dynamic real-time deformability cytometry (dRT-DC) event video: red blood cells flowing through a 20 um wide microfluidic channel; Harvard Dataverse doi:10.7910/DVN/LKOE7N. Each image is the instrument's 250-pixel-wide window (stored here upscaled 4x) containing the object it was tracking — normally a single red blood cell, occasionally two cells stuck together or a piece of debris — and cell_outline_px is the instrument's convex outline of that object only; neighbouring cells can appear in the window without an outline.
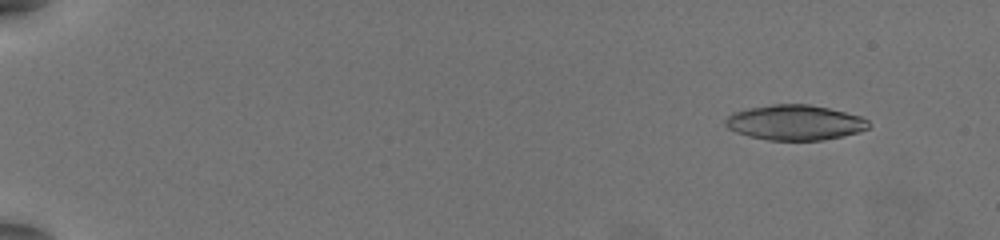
{"species": "common noctule bat (a hibernating species)", "species_latin": "Nyctalus noctula", "temperature_condition": "warm", "stored_images_in_passage": 56, "camera_frame_rate_fps": 3000, "um_per_image_px": 0.085, "animal": {"sex": "female", "body_mass_g": 19.5, "forearm_length_mm": 54.1}, "frame": {"image": 1, "passage_image": 6, "time_ms": 1.667, "image_size_px": [1000, 240], "cell_outline_px": [[872, 124], [868, 128], [860, 132], [824, 140], [768, 140], [748, 136], [736, 132], [728, 128], [724, 124], [724, 120], [732, 112], [748, 108], [772, 104], [808, 104], [828, 108], [860, 116], [868, 120]], "centroid_in_image_um": [67.56, 10.41], "position_along_channel_um": 17.4, "area_um2": 29.48}}
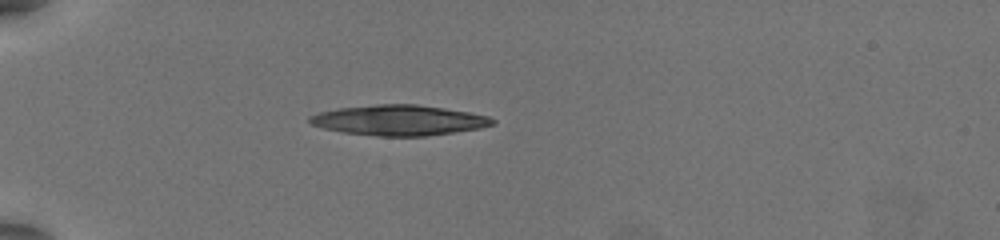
{"frame": {"image": 2, "passage_image": 19, "time_ms": 6.0, "image_size_px": [1000, 240], "cell_outline_px": [[496, 124], [480, 128], [424, 136], [376, 136], [344, 132], [324, 128], [312, 124], [308, 120], [308, 116], [320, 112], [336, 108], [376, 104], [416, 104], [444, 108], [468, 112], [488, 116], [496, 120]], "centroid_in_image_um": [33.91, 10.21], "position_along_channel_um": 51.1, "area_um2": 32.25}}